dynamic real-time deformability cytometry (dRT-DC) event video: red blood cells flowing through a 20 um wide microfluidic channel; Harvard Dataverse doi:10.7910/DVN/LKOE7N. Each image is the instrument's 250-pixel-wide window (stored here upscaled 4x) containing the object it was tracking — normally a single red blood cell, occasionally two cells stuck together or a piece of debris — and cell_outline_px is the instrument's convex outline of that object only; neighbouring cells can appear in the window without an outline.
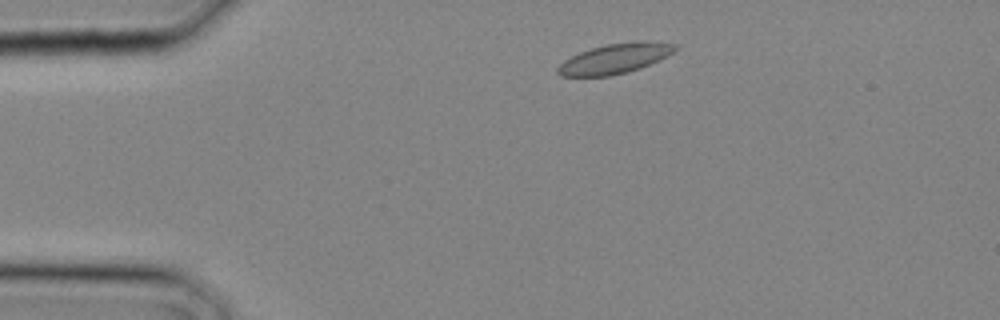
{"species": "common noctule bat (a hibernating species)", "species_latin": "Nyctalus noctula", "temperature_condition": "cold", "stored_images_in_passage": 2, "camera_frame_rate_fps": 3000, "um_per_image_px": 0.085, "animal": {"sex": "male", "body_mass_g": 20.4}, "frame": {"image": 1, "passage_image": 1, "time_ms": 0.0, "image_size_px": [1000, 320], "cell_outline_px": [[680, 48], [668, 56], [640, 68], [628, 72], [608, 76], [560, 76], [556, 72], [556, 68], [564, 60], [580, 52], [592, 48], [608, 44], [636, 40], [680, 44]], "centroid_in_image_um": [52.31, 4.97], "position_along_channel_um": 32.7, "area_um2": 20.63}}
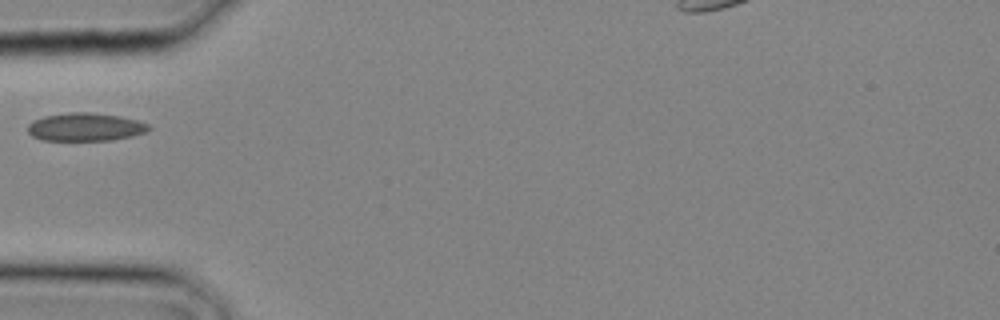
{"frame": {"image": 2, "passage_image": 2, "time_ms": 0.333, "image_size_px": [1000, 320], "cell_outline_px": [[152, 128], [144, 132], [132, 136], [112, 140], [40, 140], [32, 136], [28, 132], [28, 124], [32, 120], [44, 116], [72, 112], [92, 112], [120, 116], [136, 120], [148, 124]], "centroid_in_image_um": [7.23, 10.79], "position_along_channel_um": 77.8, "area_um2": 19.83}}